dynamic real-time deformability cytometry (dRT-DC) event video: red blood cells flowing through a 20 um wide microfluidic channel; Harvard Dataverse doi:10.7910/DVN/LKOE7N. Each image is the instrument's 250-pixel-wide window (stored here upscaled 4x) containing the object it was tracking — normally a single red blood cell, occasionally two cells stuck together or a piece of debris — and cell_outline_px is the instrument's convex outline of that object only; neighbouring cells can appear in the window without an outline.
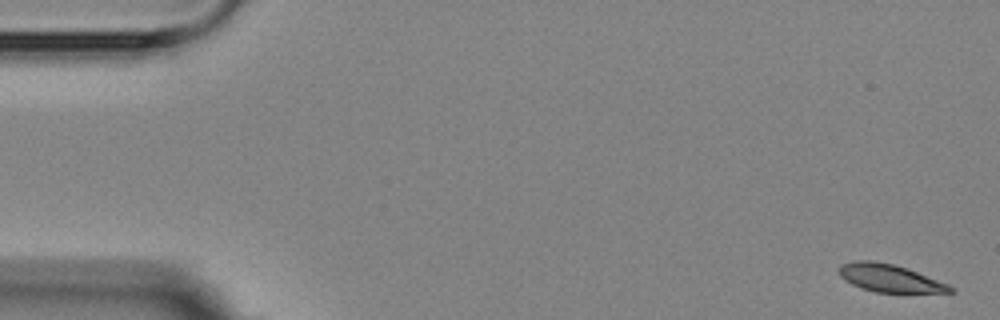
{"species": "Egyptian fruit bat (a non-hibernating species)", "species_latin": "Rousettus aegyptiacus", "temperature_condition": "room temperature", "stored_images_in_passage": 5, "camera_frame_rate_fps": 3000, "um_per_image_px": 0.085, "animal": {"sex": "female"}, "frame": {"image": 1, "passage_image": 1, "time_ms": 0.0, "image_size_px": [1000, 320], "cell_outline_px": [[956, 292], [876, 292], [852, 284], [844, 280], [840, 276], [840, 264], [856, 260], [872, 260], [892, 264], [908, 268], [948, 284], [956, 288]], "centroid_in_image_um": [75.64, 23.63], "position_along_channel_um": 9.4, "area_um2": 17.8}}
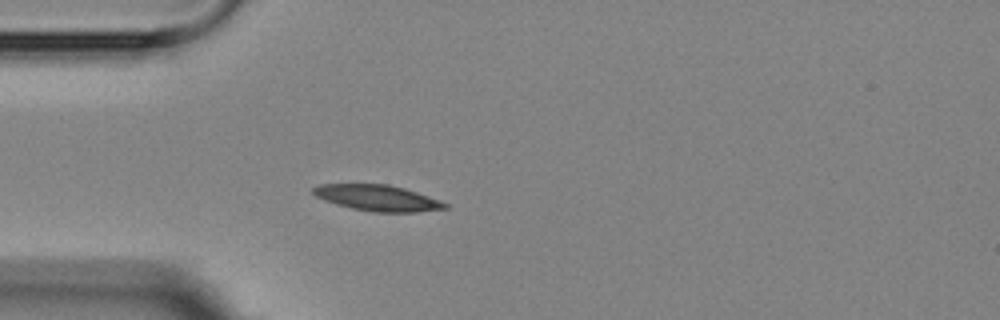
{"frame": {"image": 2, "passage_image": 5, "time_ms": 4.667, "image_size_px": [1000, 320], "cell_outline_px": [[448, 208], [416, 212], [372, 212], [352, 208], [336, 204], [324, 200], [316, 196], [312, 192], [312, 188], [320, 184], [388, 184], [404, 188], [440, 200], [448, 204]], "centroid_in_image_um": [32.09, 16.82], "position_along_channel_um": 52.9, "area_um2": 19.88}}